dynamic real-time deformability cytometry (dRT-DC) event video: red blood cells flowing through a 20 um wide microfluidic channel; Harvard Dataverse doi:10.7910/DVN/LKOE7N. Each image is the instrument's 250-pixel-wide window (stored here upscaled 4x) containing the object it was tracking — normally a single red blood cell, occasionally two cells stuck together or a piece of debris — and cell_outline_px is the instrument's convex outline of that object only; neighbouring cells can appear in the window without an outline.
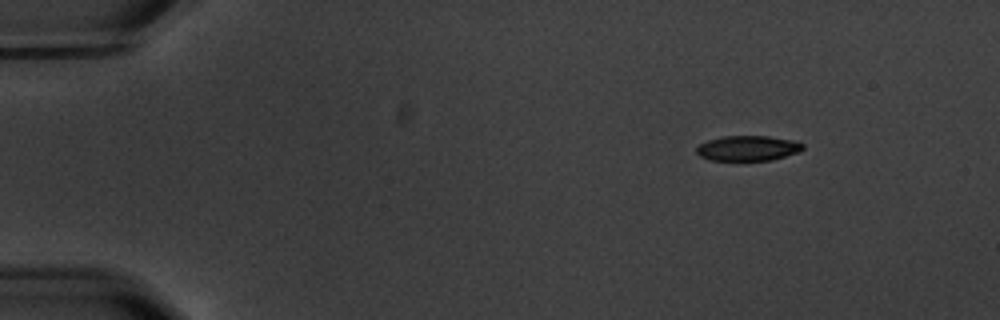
{"species": "common noctule bat (a hibernating species)", "species_latin": "Nyctalus noctula", "temperature_condition": "warm", "stored_images_in_passage": 5, "camera_frame_rate_fps": 3000, "um_per_image_px": 0.085, "animal": {"sex": "male", "body_mass_g": 20.1, "forearm_length_mm": 53.5}, "frame": {"image": 1, "passage_image": 1, "time_ms": 0.0, "image_size_px": [1000, 320], "cell_outline_px": [[804, 148], [800, 152], [772, 160], [708, 160], [700, 156], [696, 152], [696, 148], [700, 144], [708, 140], [724, 136], [768, 136], [792, 140], [804, 144]], "centroid_in_image_um": [63.58, 12.6], "position_along_channel_um": 21.4, "area_um2": 15.61}}